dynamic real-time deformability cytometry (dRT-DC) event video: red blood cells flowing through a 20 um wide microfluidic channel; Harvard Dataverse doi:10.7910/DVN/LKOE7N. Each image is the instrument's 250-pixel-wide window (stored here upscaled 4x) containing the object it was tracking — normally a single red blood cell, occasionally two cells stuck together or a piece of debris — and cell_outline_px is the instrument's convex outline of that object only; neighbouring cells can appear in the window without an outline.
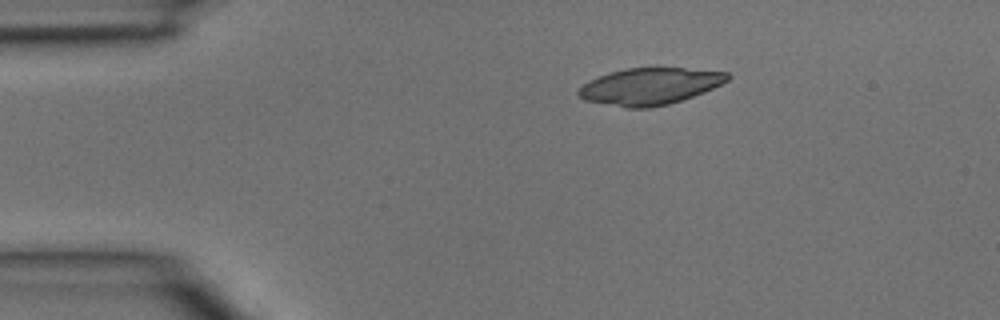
{"species": "common noctule bat (a hibernating species)", "species_latin": "Nyctalus noctula", "temperature_condition": "room temperature", "stored_images_in_passage": 2, "camera_frame_rate_fps": 3000, "um_per_image_px": 0.085, "animal": {"sex": "male", "body_mass_g": 15.6}, "frame": {"image": 1, "passage_image": 1, "time_ms": 0.0, "image_size_px": [1000, 320], "cell_outline_px": [[732, 76], [728, 80], [704, 92], [668, 104], [648, 108], [624, 108], [584, 100], [576, 92], [588, 80], [624, 68], [684, 68], [728, 72]], "centroid_in_image_um": [55.22, 7.34], "position_along_channel_um": 29.8, "area_um2": 31.73}}